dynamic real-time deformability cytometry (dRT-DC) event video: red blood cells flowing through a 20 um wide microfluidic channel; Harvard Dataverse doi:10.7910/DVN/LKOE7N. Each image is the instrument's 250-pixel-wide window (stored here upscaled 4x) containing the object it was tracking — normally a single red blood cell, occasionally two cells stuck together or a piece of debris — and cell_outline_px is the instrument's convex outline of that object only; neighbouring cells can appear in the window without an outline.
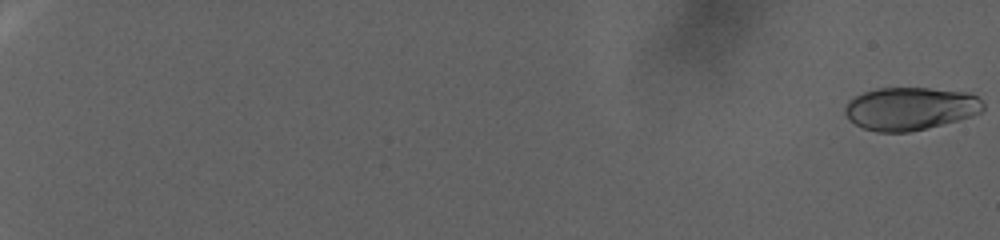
{"species": "human", "species_latin": "Homo sapiens", "temperature_condition": "warm", "stored_images_in_passage": 96, "camera_frame_rate_fps": 3000, "um_per_image_px": 0.085, "donor": {"sex": "female"}, "frame": {"image": 1, "passage_image": 1, "time_ms": 0.0, "image_size_px": [1000, 240], "cell_outline_px": [[984, 108], [980, 112], [972, 116], [928, 128], [908, 132], [876, 132], [864, 128], [848, 120], [844, 112], [844, 108], [848, 100], [864, 92], [880, 88], [928, 88], [968, 92], [976, 96], [984, 104]], "centroid_in_image_um": [77.35, 9.23], "position_along_channel_um": 7.6, "area_um2": 34.56}}
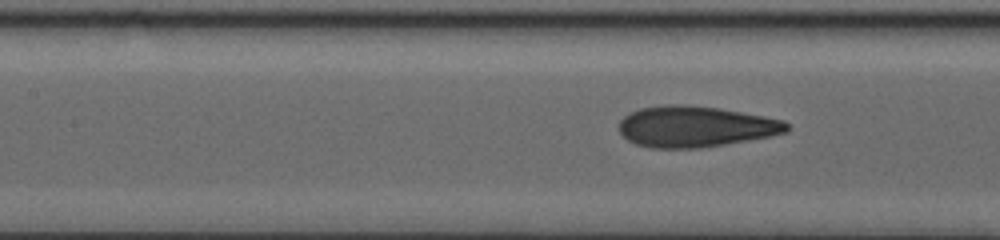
{"frame": {"image": 2, "passage_image": 53, "time_ms": 17.333, "image_size_px": [1000, 240], "cell_outline_px": [[788, 132], [772, 136], [700, 148], [652, 148], [636, 144], [628, 140], [620, 132], [620, 120], [624, 116], [640, 108], [664, 104], [688, 104], [720, 108], [764, 116], [784, 120], [788, 124]], "centroid_in_image_um": [59.12, 10.75], "position_along_channel_um": 148.3, "area_um2": 40.17}}
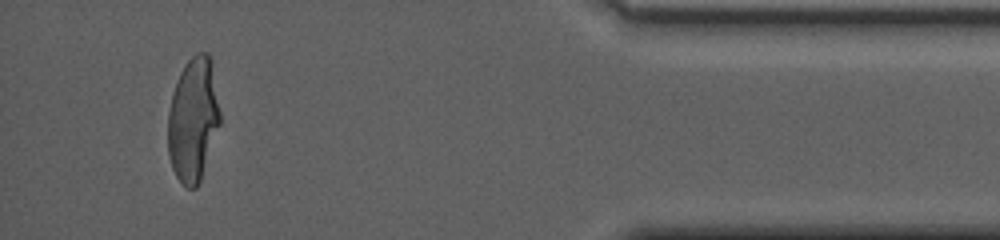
{"frame": {"image": 3, "passage_image": 92, "time_ms": 30.333, "image_size_px": [1000, 240], "cell_outline_px": [[220, 124], [200, 180], [196, 188], [188, 188], [176, 176], [172, 168], [168, 152], [168, 112], [172, 92], [180, 72], [184, 64], [196, 52], [208, 52], [212, 60], [220, 112]], "centroid_in_image_um": [16.42, 10.11], "position_along_channel_um": 418.8, "area_um2": 37.74}}